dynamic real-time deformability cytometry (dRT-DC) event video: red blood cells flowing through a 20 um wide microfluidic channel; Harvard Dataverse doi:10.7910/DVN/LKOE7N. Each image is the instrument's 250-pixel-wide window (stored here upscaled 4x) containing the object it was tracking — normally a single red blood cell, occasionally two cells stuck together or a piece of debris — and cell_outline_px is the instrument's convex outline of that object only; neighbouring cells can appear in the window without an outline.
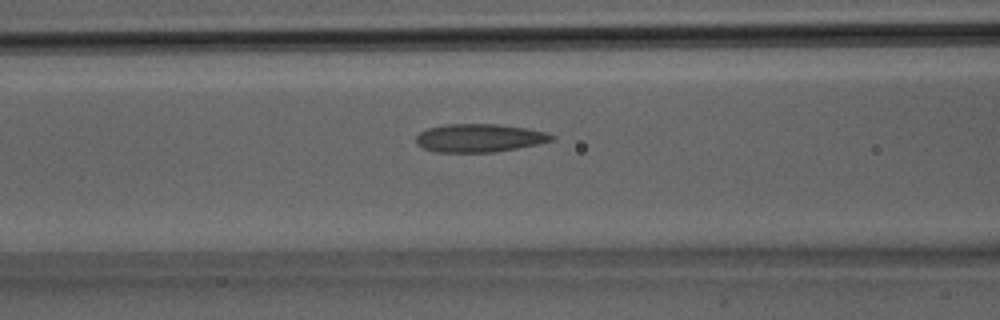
{"species": "Egyptian fruit bat (a non-hibernating species)", "species_latin": "Rousettus aegyptiacus", "temperature_condition": "room temperature", "stored_images_in_passage": 32, "camera_frame_rate_fps": 3000, "um_per_image_px": 0.085, "animal": {"sex": "male"}, "frame": {"image": 1, "passage_image": 13, "time_ms": 4.0, "image_size_px": [1000, 320], "cell_outline_px": [[556, 140], [496, 152], [436, 152], [424, 148], [416, 144], [416, 136], [420, 132], [428, 128], [448, 124], [500, 124], [528, 128], [548, 132], [556, 136]], "centroid_in_image_um": [40.79, 11.72], "position_along_channel_um": 125.8, "area_um2": 22.43}}
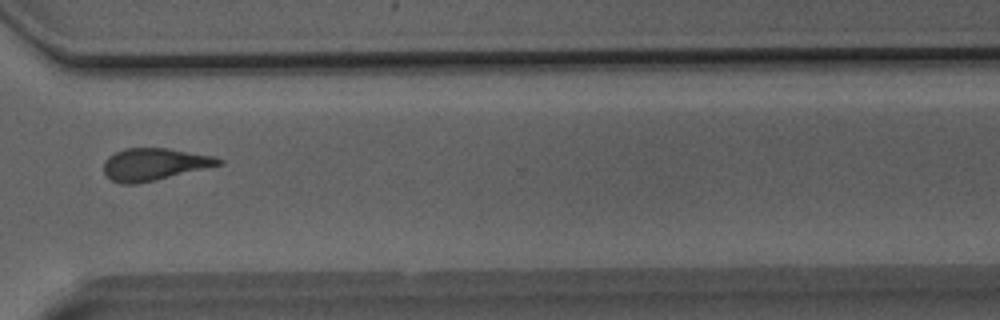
{"frame": {"image": 2, "passage_image": 24, "time_ms": 7.667, "image_size_px": [1000, 320], "cell_outline_px": [[224, 164], [156, 180], [136, 184], [120, 184], [112, 180], [104, 172], [104, 160], [108, 156], [124, 148], [168, 148], [212, 156], [224, 160]], "centroid_in_image_um": [13.11, 13.96], "position_along_channel_um": 357.5, "area_um2": 21.56}}
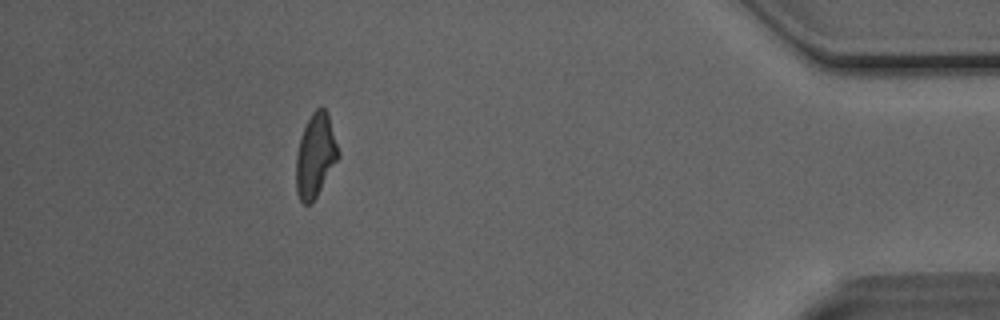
{"frame": {"image": 3, "passage_image": 29, "time_ms": 9.333, "image_size_px": [1000, 320], "cell_outline_px": [[340, 156], [312, 204], [304, 204], [300, 200], [296, 192], [296, 156], [300, 136], [312, 112], [320, 104], [328, 112], [340, 152]], "centroid_in_image_um": [26.82, 13.2], "position_along_channel_um": 408.4, "area_um2": 20.81}}